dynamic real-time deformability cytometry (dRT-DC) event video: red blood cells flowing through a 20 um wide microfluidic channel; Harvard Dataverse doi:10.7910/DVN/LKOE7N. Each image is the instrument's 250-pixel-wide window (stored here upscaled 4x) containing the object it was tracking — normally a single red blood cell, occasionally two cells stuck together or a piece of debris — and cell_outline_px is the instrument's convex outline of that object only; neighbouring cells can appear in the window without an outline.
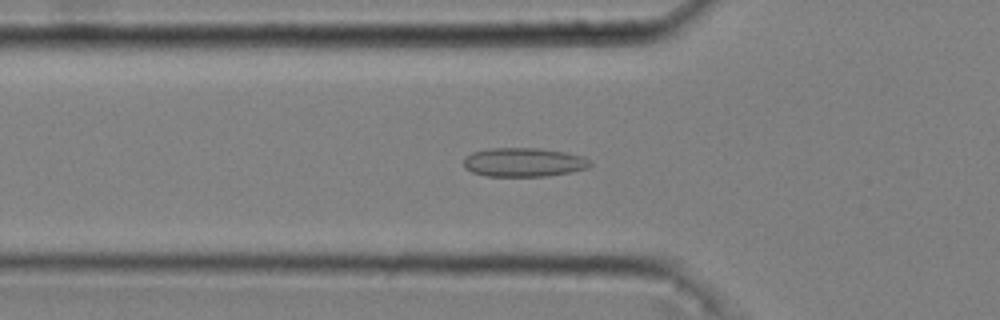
{"species": "common noctule bat (a hibernating species)", "species_latin": "Nyctalus noctula", "temperature_condition": "cold", "stored_images_in_passage": 51, "camera_frame_rate_fps": 3000, "um_per_image_px": 0.085, "animal": {"sex": "male", "body_mass_g": 20.4}, "frame": {"image": 1, "passage_image": 17, "time_ms": 5.333, "image_size_px": [1000, 320], "cell_outline_px": [[592, 164], [588, 168], [548, 176], [484, 176], [472, 172], [464, 168], [464, 156], [472, 152], [488, 148], [540, 148], [564, 152], [584, 156], [592, 160]], "centroid_in_image_um": [44.51, 13.79], "position_along_channel_um": 81.3, "area_um2": 21.56}}
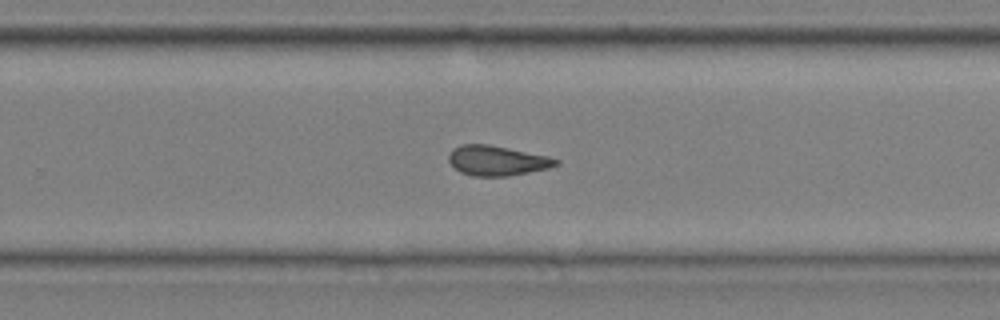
{"frame": {"image": 2, "passage_image": 34, "time_ms": 11.0, "image_size_px": [1000, 320], "cell_outline_px": [[560, 164], [548, 168], [508, 176], [472, 176], [460, 172], [448, 160], [448, 156], [452, 148], [460, 144], [488, 144], [548, 156], [560, 160]], "centroid_in_image_um": [42.23, 13.65], "position_along_channel_um": 287.6, "area_um2": 18.67}}
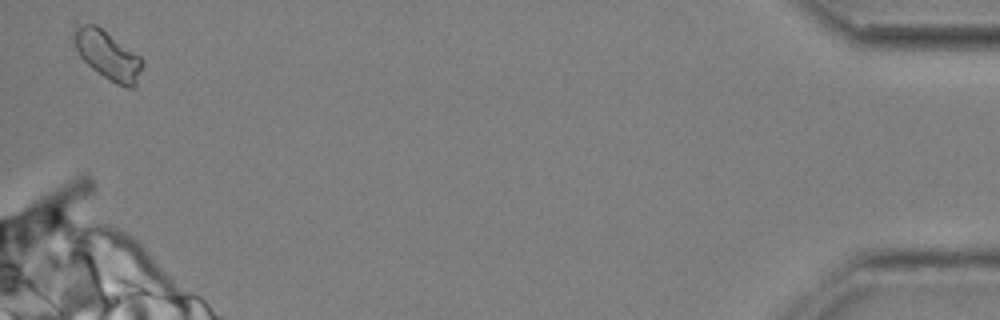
{"frame": {"image": 3, "passage_image": 51, "time_ms": 16.667, "image_size_px": [1000, 320], "cell_outline_px": [[144, 68], [136, 88], [128, 88], [116, 84], [92, 68], [76, 52], [72, 40], [72, 32], [76, 28], [84, 24], [96, 24], [140, 56], [144, 60]], "centroid_in_image_um": [9.19, 4.71], "position_along_channel_um": 426.0, "area_um2": 19.65}, "authors_computed_cell_mechanics": {"area_um2": 18.9006, "velocity_mm_per_s": 3.6357, "shape_relaxation_time_tau1_ms": null, "shape_relaxation_time_tau2_ms": 3.4476, "deformation_change_tau1": null, "deformation_change_tau2": 0.0856}}